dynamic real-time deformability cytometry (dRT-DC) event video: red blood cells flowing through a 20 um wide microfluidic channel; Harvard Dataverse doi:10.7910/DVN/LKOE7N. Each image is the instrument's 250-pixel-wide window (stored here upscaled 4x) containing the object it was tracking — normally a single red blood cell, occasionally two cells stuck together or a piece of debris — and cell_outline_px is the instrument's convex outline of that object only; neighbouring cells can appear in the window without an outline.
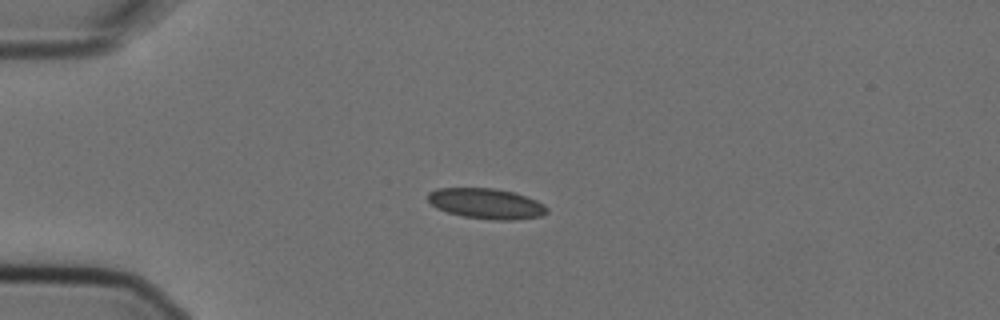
{"species": "Egyptian fruit bat (a non-hibernating species)", "species_latin": "Rousettus aegyptiacus", "temperature_condition": "cold", "stored_images_in_passage": 3, "camera_frame_rate_fps": 3000, "um_per_image_px": 0.085, "animal": {"sex": "female"}, "frame": {"image": 1, "passage_image": 1, "time_ms": 0.0, "image_size_px": [1000, 320], "cell_outline_px": [[548, 212], [540, 216], [512, 220], [496, 220], [464, 216], [448, 212], [436, 208], [428, 200], [428, 192], [436, 188], [492, 188], [516, 192], [536, 200], [544, 204], [548, 208]], "centroid_in_image_um": [41.34, 17.29], "position_along_channel_um": 43.7, "area_um2": 21.1}}